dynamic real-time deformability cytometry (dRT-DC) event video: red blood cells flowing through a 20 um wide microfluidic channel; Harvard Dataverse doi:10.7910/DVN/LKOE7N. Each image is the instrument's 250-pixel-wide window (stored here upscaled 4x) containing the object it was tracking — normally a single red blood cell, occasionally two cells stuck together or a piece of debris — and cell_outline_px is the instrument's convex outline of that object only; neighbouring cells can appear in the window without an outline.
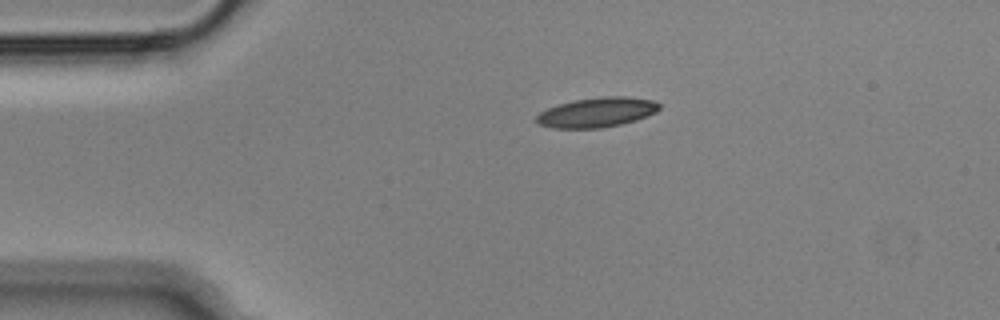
{"species": "Egyptian fruit bat (a non-hibernating species)", "species_latin": "Rousettus aegyptiacus", "temperature_condition": "cold", "stored_images_in_passage": 3, "camera_frame_rate_fps": 3000, "um_per_image_px": 0.085, "animal": {"sex": "male"}, "frame": {"image": 1, "passage_image": 1, "time_ms": 0.0, "image_size_px": [1000, 320], "cell_outline_px": [[660, 108], [656, 112], [648, 116], [636, 120], [620, 124], [600, 128], [552, 128], [536, 124], [536, 116], [540, 112], [548, 108], [560, 104], [576, 100], [600, 96], [624, 96], [652, 100], [660, 104]], "centroid_in_image_um": [50.73, 9.55], "position_along_channel_um": 34.3, "area_um2": 21.27}}